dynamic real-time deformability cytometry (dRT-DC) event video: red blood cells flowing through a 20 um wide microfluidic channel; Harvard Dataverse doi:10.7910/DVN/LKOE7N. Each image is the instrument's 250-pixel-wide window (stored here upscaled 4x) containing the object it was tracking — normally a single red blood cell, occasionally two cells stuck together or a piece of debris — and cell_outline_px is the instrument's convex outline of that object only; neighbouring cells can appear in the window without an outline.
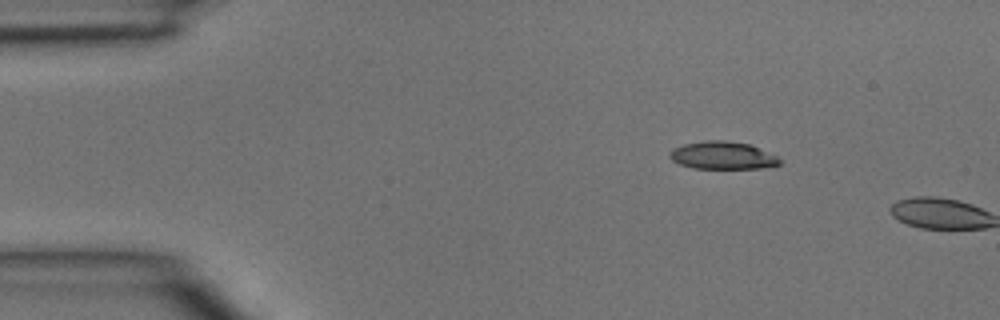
{"species": "common noctule bat (a hibernating species)", "species_latin": "Nyctalus noctula", "temperature_condition": "room temperature", "stored_images_in_passage": 2, "camera_frame_rate_fps": 3000, "um_per_image_px": 0.085, "animal": {"sex": "male", "body_mass_g": 15.6}, "frame": {"image": 1, "passage_image": 1, "time_ms": 0.0, "image_size_px": [1000, 320], "cell_outline_px": [[784, 160], [780, 164], [760, 168], [692, 168], [680, 164], [672, 160], [668, 156], [676, 148], [684, 144], [704, 140], [724, 140], [752, 144]], "centroid_in_image_um": [61.46, 13.2], "position_along_channel_um": 23.5, "area_um2": 17.69}}